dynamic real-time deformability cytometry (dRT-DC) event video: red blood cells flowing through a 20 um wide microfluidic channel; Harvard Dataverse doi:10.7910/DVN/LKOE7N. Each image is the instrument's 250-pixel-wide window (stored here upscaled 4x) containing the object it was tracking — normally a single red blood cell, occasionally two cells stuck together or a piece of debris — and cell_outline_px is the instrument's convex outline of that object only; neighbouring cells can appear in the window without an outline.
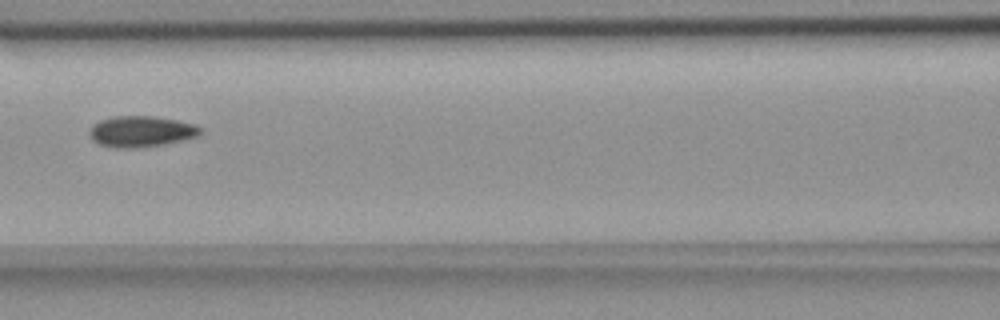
{"species": "common noctule bat (a hibernating species)", "species_latin": "Nyctalus noctula", "temperature_condition": "room temperature", "stored_images_in_passage": 4, "camera_frame_rate_fps": 3000, "um_per_image_px": 0.085, "animal": {"sex": "female", "body_mass_g": 18.4}, "frame": {"image": 1, "passage_image": 4, "time_ms": 1.0, "image_size_px": [1000, 320], "cell_outline_px": [[200, 136], [184, 140], [164, 144], [136, 148], [116, 148], [100, 144], [92, 140], [88, 132], [92, 124], [100, 120], [112, 116], [152, 116], [176, 120], [196, 124], [200, 128]], "centroid_in_image_um": [11.98, 11.17], "position_along_channel_um": 154.6, "area_um2": 20.17}}